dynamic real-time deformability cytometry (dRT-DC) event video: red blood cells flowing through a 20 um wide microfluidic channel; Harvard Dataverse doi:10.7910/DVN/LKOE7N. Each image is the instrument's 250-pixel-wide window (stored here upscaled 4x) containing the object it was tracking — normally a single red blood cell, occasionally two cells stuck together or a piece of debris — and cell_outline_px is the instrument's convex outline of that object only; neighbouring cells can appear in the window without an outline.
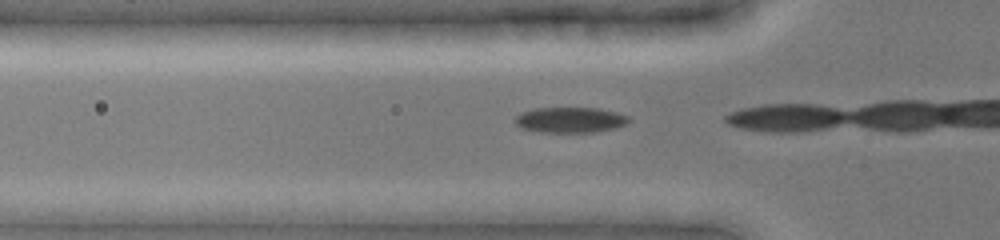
{"species": "common noctule bat (a hibernating species)", "species_latin": "Nyctalus noctula", "temperature_condition": "cold", "stored_images_in_passage": 6, "camera_frame_rate_fps": 3000, "um_per_image_px": 0.085, "animal": {"sex": "female", "body_mass_g": 19.0, "forearm_length_mm": 51.5}, "frame": {"image": 1, "passage_image": 3, "time_ms": 0.333, "image_size_px": [1000, 240], "cell_outline_px": [[632, 120], [628, 124], [616, 128], [596, 132], [540, 132], [520, 128], [512, 120], [520, 112], [536, 108], [600, 108], [616, 112], [628, 116]], "centroid_in_image_um": [48.47, 10.19], "position_along_channel_um": 77.3, "area_um2": 17.22}}